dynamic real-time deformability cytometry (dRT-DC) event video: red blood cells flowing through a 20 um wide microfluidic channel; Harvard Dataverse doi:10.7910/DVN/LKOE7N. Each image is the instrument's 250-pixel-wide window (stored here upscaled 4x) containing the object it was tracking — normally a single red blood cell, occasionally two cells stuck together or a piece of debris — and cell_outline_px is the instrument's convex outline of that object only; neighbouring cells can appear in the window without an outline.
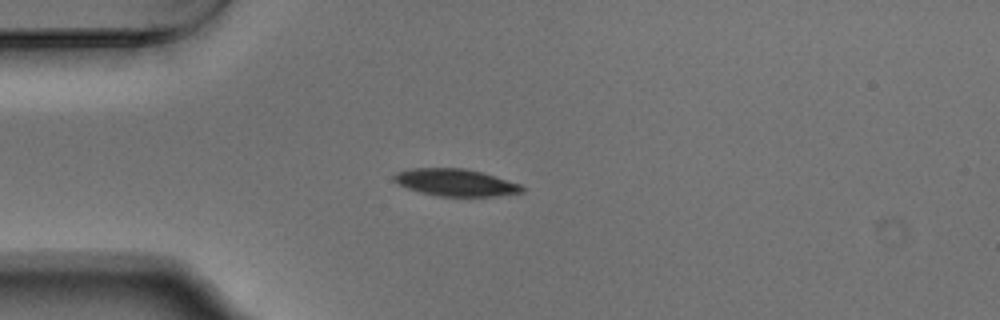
{"species": "Egyptian fruit bat (a non-hibernating species)", "species_latin": "Rousettus aegyptiacus", "temperature_condition": "warm", "stored_images_in_passage": 41, "camera_frame_rate_fps": 3000, "um_per_image_px": 0.085, "animal": {"sex": "male"}, "frame": {"image": 1, "passage_image": 1, "time_ms": 0.0, "image_size_px": [1000, 320], "cell_outline_px": [[524, 192], [496, 196], [440, 196], [420, 192], [396, 184], [392, 180], [392, 176], [396, 172], [412, 168], [464, 168], [480, 172], [520, 184], [524, 188]], "centroid_in_image_um": [38.67, 15.51], "position_along_channel_um": 46.3, "area_um2": 20.17}}
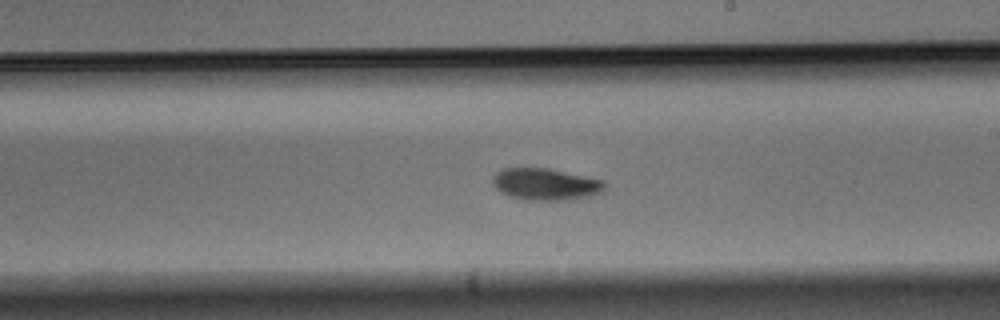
{"frame": {"image": 2, "passage_image": 18, "time_ms": 5.667, "image_size_px": [1000, 320], "cell_outline_px": [[608, 184], [600, 192], [588, 196], [568, 200], [524, 200], [508, 196], [500, 192], [492, 184], [492, 176], [496, 172], [504, 168], [548, 168], [604, 180]], "centroid_in_image_um": [46.34, 15.66], "position_along_channel_um": 242.7, "area_um2": 20.92}}
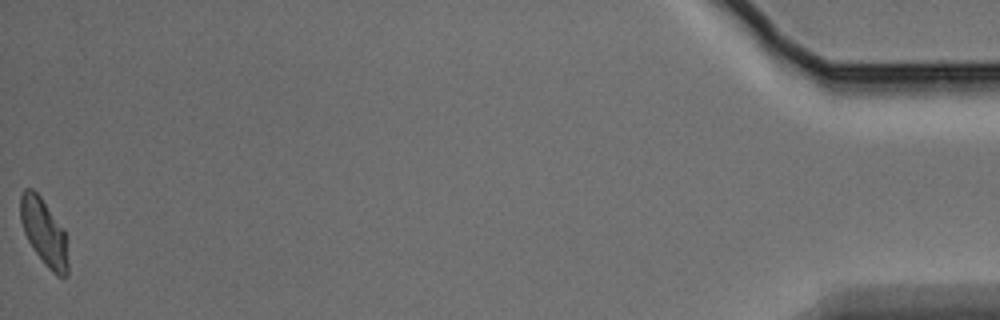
{"frame": {"image": 3, "passage_image": 41, "time_ms": 13.333, "image_size_px": [1000, 320], "cell_outline_px": [[68, 276], [56, 276], [44, 264], [28, 240], [24, 232], [20, 220], [20, 196], [24, 188], [32, 188], [40, 196], [64, 228], [68, 264]], "centroid_in_image_um": [3.74, 19.73], "position_along_channel_um": 431.5, "area_um2": 18.44}, "authors_computed_cell_mechanics": {"area_um2": 20.1144, "velocity_mm_per_s": 3.7408, "shape_relaxation_time_tau1_ms": 3.1074, "shape_relaxation_time_tau2_ms": 6.9705, "deformation_change_tau1": 0.1223, "deformation_change_tau2": 0.1135}}